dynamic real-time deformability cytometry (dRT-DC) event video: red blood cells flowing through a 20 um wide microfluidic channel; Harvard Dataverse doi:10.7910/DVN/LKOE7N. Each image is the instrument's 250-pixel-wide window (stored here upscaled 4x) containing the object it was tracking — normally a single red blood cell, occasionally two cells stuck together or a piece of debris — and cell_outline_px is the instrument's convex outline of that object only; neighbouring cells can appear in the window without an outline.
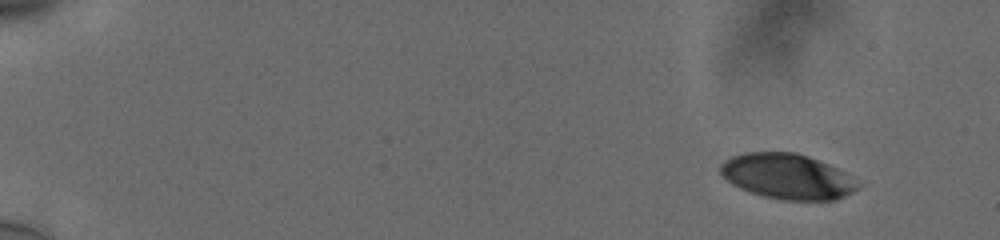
{"species": "human", "species_latin": "Homo sapiens", "temperature_condition": "cold", "stored_images_in_passage": 52, "camera_frame_rate_fps": 3000, "um_per_image_px": 0.085, "donor": {"sex": "male"}, "frame": {"image": 1, "passage_image": 1, "time_ms": 0.0, "image_size_px": [1000, 240], "cell_outline_px": [[860, 188], [836, 200], [780, 200], [764, 196], [740, 188], [732, 184], [720, 172], [720, 164], [724, 160], [732, 156], [744, 152], [796, 152], [808, 156], [828, 164], [836, 168], [856, 184]], "centroid_in_image_um": [66.86, 14.99], "position_along_channel_um": 18.1, "area_um2": 35.78}}
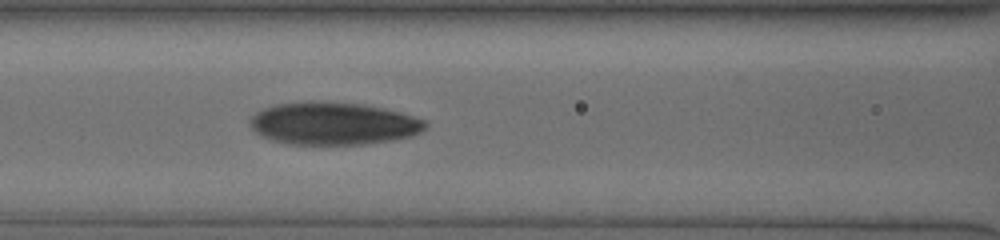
{"frame": {"image": 2, "passage_image": 23, "time_ms": 7.333, "image_size_px": [1000, 240], "cell_outline_px": [[428, 128], [412, 136], [396, 140], [364, 144], [288, 144], [272, 140], [260, 136], [248, 124], [248, 120], [256, 112], [264, 108], [276, 104], [312, 100], [364, 104], [400, 112], [428, 120]], "centroid_in_image_um": [28.35, 10.49], "position_along_channel_um": 138.2, "area_um2": 44.1}}
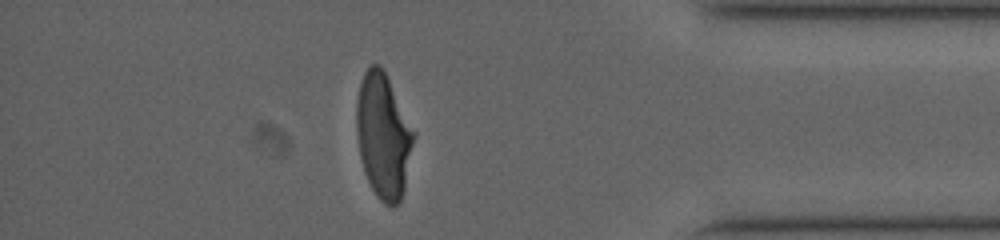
{"frame": {"image": 3, "passage_image": 46, "time_ms": 15.0, "image_size_px": [1000, 240], "cell_outline_px": [[416, 136], [404, 188], [400, 204], [392, 208], [384, 204], [376, 196], [364, 172], [360, 156], [356, 132], [356, 100], [360, 84], [364, 72], [372, 64], [380, 64], [416, 132]], "centroid_in_image_um": [32.59, 11.58], "position_along_channel_um": 402.6, "area_um2": 41.91}, "authors_computed_cell_mechanics": {"area_um2": 41.7894, "velocity_mm_per_s": 3.7719, "shape_relaxation_time_tau1_ms": 4.8987, "shape_relaxation_time_tau2_ms": 1.1777, "deformation_change_tau1": 0.195, "deformation_change_tau2": 0.066}}